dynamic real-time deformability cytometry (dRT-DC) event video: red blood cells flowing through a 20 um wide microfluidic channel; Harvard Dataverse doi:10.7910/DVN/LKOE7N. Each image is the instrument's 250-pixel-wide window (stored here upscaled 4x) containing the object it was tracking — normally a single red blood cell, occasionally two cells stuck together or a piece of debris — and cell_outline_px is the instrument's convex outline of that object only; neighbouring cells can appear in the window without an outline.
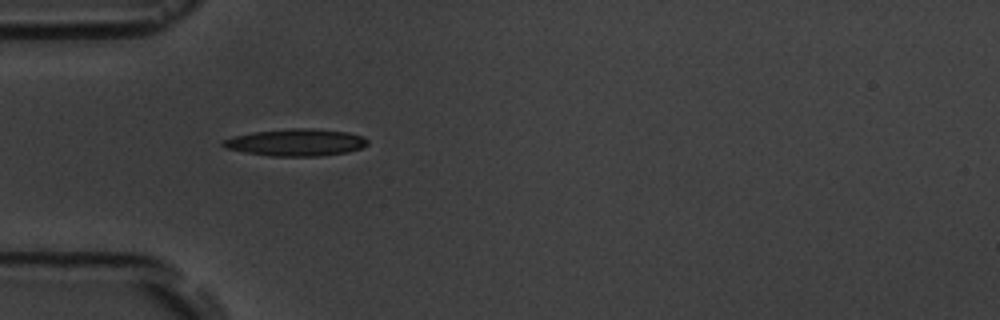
{"species": "common noctule bat (a hibernating species)", "species_latin": "Nyctalus noctula", "temperature_condition": "room temperature", "stored_images_in_passage": 2, "camera_frame_rate_fps": 3000, "um_per_image_px": 0.085, "animal": {"sex": "male", "body_mass_g": 19.5, "forearm_length_mm": 54.6}, "frame": {"image": 1, "passage_image": 1, "time_ms": 0.0, "image_size_px": [1000, 320], "cell_outline_px": [[368, 144], [360, 148], [348, 152], [320, 156], [268, 156], [244, 152], [224, 148], [220, 144], [224, 140], [236, 136], [252, 132], [292, 128], [312, 128], [348, 132], [364, 136], [368, 140]], "centroid_in_image_um": [25.17, 12.11], "position_along_channel_um": 59.8, "area_um2": 22.89}}
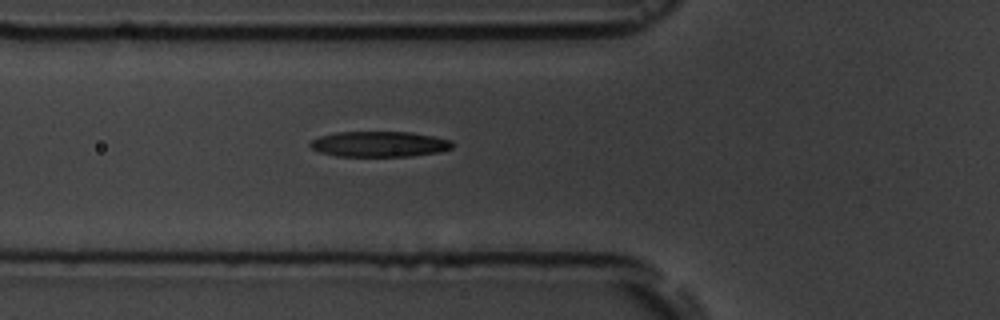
{"frame": {"image": 2, "passage_image": 2, "time_ms": 1.0, "image_size_px": [1000, 320], "cell_outline_px": [[456, 144], [452, 148], [440, 152], [412, 156], [336, 156], [320, 152], [312, 148], [308, 144], [312, 140], [320, 136], [336, 132], [412, 132], [452, 140]], "centroid_in_image_um": [32.28, 12.25], "position_along_channel_um": 93.5, "area_um2": 21.27}}